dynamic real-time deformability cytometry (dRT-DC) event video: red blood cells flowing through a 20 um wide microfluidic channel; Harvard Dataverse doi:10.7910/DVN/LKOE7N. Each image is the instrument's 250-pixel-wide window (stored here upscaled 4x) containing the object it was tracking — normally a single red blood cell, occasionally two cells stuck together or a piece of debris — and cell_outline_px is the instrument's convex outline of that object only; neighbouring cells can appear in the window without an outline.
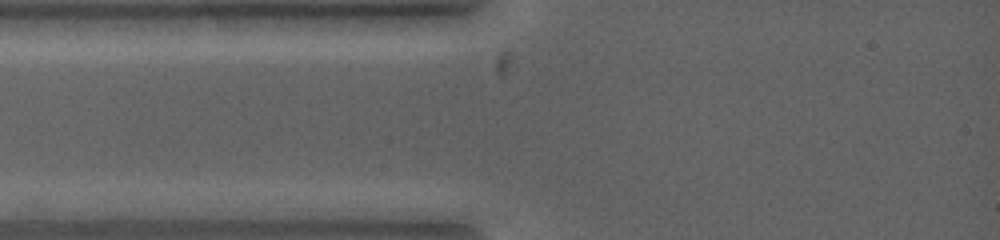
{"species": "common noctule bat (a hibernating species)", "species_latin": "Nyctalus noctula", "temperature_condition": "warm", "stored_images_in_passage": 5, "camera_frame_rate_fps": 5000, "um_per_image_px": 0.085, "animal": {"sex": "female", "body_mass_g": 19.0, "forearm_length_mm": 53.3}, "frame": {"image": 1, "passage_image": 4, "time_ms": 0.6, "image_size_px": [1000, 240], "cell_outline_px": [[448, 176], [440, 180], [424, 184], [320, 180], [288, 176], [288, 172], [296, 168], [416, 168], [440, 172]], "centroid_in_image_um": [31.46, 14.87], "position_along_channel_um": 53.5, "area_um2": 14.22}}